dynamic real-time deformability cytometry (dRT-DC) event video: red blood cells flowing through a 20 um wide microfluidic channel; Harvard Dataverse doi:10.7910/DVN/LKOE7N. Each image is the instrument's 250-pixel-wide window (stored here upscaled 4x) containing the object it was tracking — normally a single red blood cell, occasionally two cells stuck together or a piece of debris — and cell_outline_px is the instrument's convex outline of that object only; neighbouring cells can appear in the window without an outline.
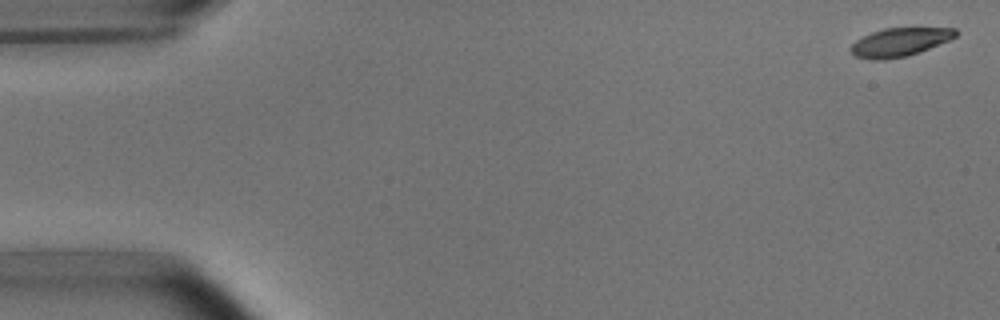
{"species": "common noctule bat (a hibernating species)", "species_latin": "Nyctalus noctula", "temperature_condition": "room temperature", "stored_images_in_passage": 6, "camera_frame_rate_fps": 3000, "um_per_image_px": 0.085, "animal": {"sex": "male", "body_mass_g": 15.6}, "frame": {"image": 1, "passage_image": 2, "time_ms": 0.333, "image_size_px": [1000, 320], "cell_outline_px": [[956, 36], [948, 40], [920, 52], [904, 56], [884, 60], [868, 60], [856, 56], [848, 48], [856, 40], [872, 32], [884, 28], [956, 28]], "centroid_in_image_um": [76.43, 3.59], "position_along_channel_um": 8.6, "area_um2": 17.22}}